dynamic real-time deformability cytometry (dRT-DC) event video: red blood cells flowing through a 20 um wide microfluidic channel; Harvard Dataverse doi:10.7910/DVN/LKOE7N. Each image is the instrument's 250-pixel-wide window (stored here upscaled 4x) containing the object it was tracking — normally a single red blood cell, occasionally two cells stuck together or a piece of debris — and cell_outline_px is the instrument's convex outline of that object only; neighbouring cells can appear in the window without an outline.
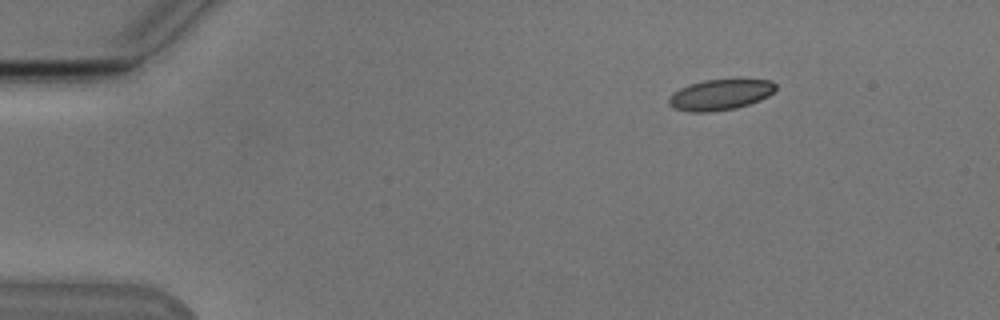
{"species": "Egyptian fruit bat (a non-hibernating species)", "species_latin": "Rousettus aegyptiacus", "temperature_condition": "cold", "stored_images_in_passage": 47, "camera_frame_rate_fps": 3000, "um_per_image_px": 0.085, "animal": {"sex": "male"}, "frame": {"image": 1, "passage_image": 1, "time_ms": 0.0, "image_size_px": [1000, 320], "cell_outline_px": [[776, 88], [768, 96], [760, 100], [736, 108], [708, 112], [688, 112], [672, 108], [668, 104], [668, 96], [672, 92], [688, 84], [704, 80], [772, 80], [776, 84]], "centroid_in_image_um": [61.15, 8.06], "position_along_channel_um": 23.8, "area_um2": 19.19}}
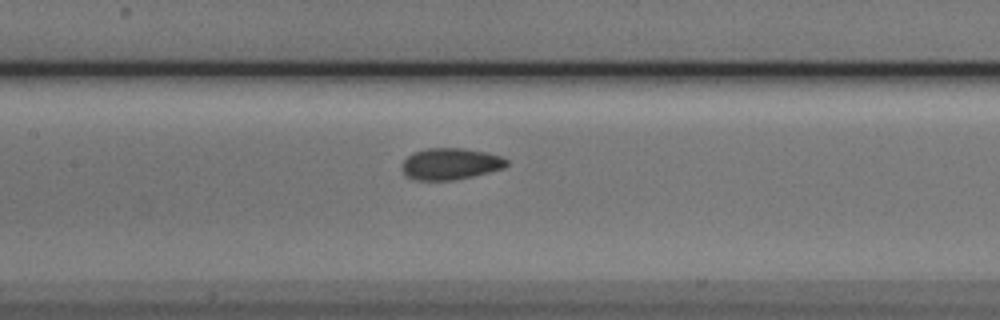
{"frame": {"image": 2, "passage_image": 19, "time_ms": 6.0, "image_size_px": [1000, 320], "cell_outline_px": [[508, 164], [504, 168], [456, 180], [416, 180], [408, 176], [400, 168], [400, 164], [412, 152], [428, 148], [464, 148], [484, 152], [500, 156], [508, 160]], "centroid_in_image_um": [38.26, 13.92], "position_along_channel_um": 169.1, "area_um2": 19.25}}
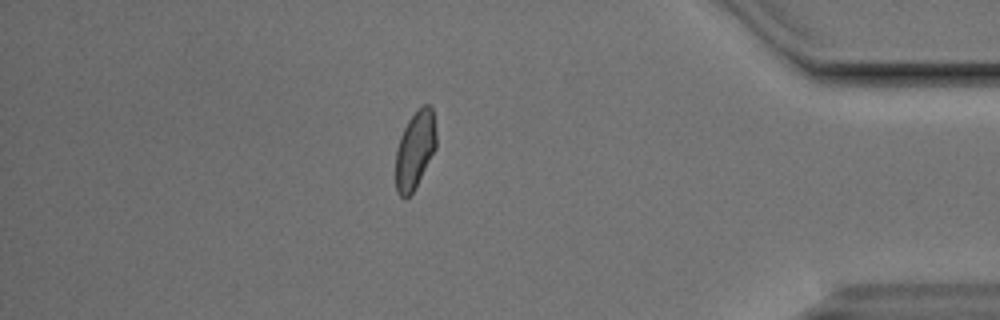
{"frame": {"image": 3, "passage_image": 40, "time_ms": 13.0, "image_size_px": [1000, 320], "cell_outline_px": [[436, 148], [412, 192], [404, 200], [396, 192], [396, 148], [400, 136], [408, 120], [416, 108], [424, 104], [432, 104], [436, 132]], "centroid_in_image_um": [35.27, 12.68], "position_along_channel_um": 399.9, "area_um2": 18.5}, "authors_computed_cell_mechanics": {"area_um2": 19.1896, "velocity_mm_per_s": 3.8134, "shape_relaxation_time_tau1_ms": 5.1309, "shape_relaxation_time_tau2_ms": 1.185, "deformation_change_tau1": 0.1116, "deformation_change_tau2": 0.053}}